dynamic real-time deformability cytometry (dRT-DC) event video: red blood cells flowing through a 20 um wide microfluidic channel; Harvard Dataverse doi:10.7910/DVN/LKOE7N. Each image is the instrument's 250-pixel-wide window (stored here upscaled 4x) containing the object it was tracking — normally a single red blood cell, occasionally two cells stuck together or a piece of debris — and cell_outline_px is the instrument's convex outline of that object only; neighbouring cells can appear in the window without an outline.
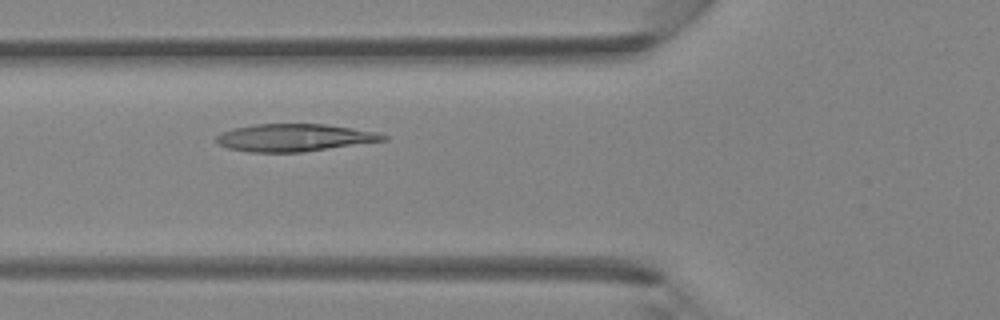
{"species": "Egyptian fruit bat (a non-hibernating species)", "species_latin": "Rousettus aegyptiacus", "temperature_condition": "room temperature", "stored_images_in_passage": 30, "camera_frame_rate_fps": 3000, "um_per_image_px": 0.085, "animal": {"sex": "female"}, "frame": {"image": 1, "passage_image": 6, "time_ms": 1.667, "image_size_px": [1000, 320], "cell_outline_px": [[388, 140], [300, 152], [248, 152], [228, 148], [220, 144], [216, 140], [216, 136], [232, 128], [256, 124], [324, 124], [352, 128], [376, 132], [388, 136]], "centroid_in_image_um": [25.02, 11.7], "position_along_channel_um": 100.8, "area_um2": 26.47}}
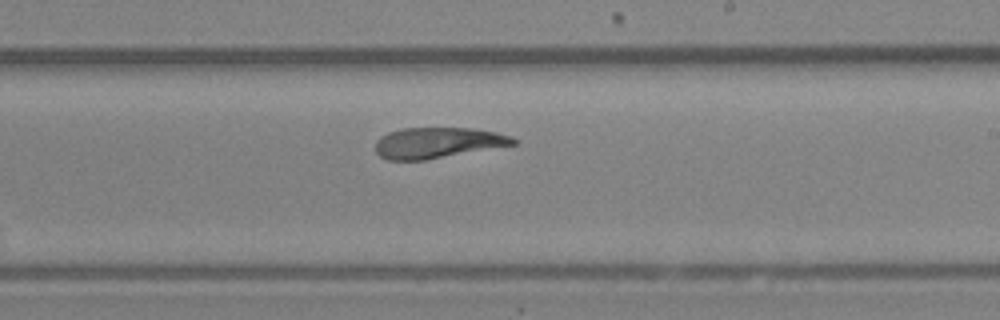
{"frame": {"image": 2, "passage_image": 16, "time_ms": 5.0, "image_size_px": [1000, 320], "cell_outline_px": [[516, 144], [424, 160], [388, 160], [380, 156], [376, 152], [376, 140], [388, 132], [400, 128], [472, 128], [496, 132], [512, 136], [516, 140]], "centroid_in_image_um": [37.18, 12.13], "position_along_channel_um": 251.8, "area_um2": 24.57}}
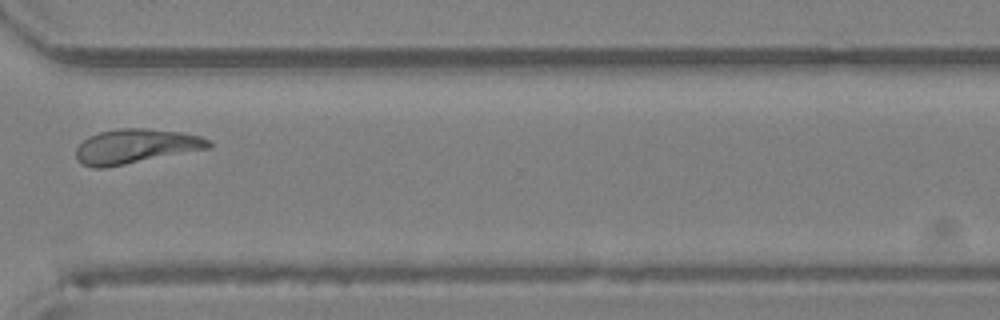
{"frame": {"image": 3, "passage_image": 23, "time_ms": 7.333, "image_size_px": [1000, 320], "cell_outline_px": [[212, 144], [208, 148], [104, 168], [92, 168], [76, 160], [76, 148], [88, 136], [100, 132], [116, 128], [144, 128], [180, 132], [200, 136], [212, 140]], "centroid_in_image_um": [11.5, 12.43], "position_along_channel_um": 359.1, "area_um2": 26.47}}